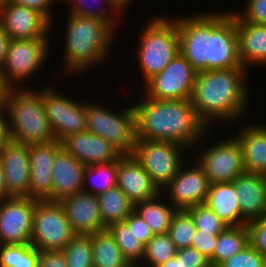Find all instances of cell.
<instances>
[{
    "mask_svg": "<svg viewBox=\"0 0 266 267\" xmlns=\"http://www.w3.org/2000/svg\"><path fill=\"white\" fill-rule=\"evenodd\" d=\"M61 145L66 152L86 166L109 163L123 155L106 139L89 131L68 136Z\"/></svg>",
    "mask_w": 266,
    "mask_h": 267,
    "instance_id": "cell-21",
    "label": "cell"
},
{
    "mask_svg": "<svg viewBox=\"0 0 266 267\" xmlns=\"http://www.w3.org/2000/svg\"><path fill=\"white\" fill-rule=\"evenodd\" d=\"M117 160L87 165L84 170L83 191L100 195L116 186Z\"/></svg>",
    "mask_w": 266,
    "mask_h": 267,
    "instance_id": "cell-31",
    "label": "cell"
},
{
    "mask_svg": "<svg viewBox=\"0 0 266 267\" xmlns=\"http://www.w3.org/2000/svg\"><path fill=\"white\" fill-rule=\"evenodd\" d=\"M49 42L50 38L11 40L5 62L0 68L2 86L5 89L23 88L25 82L40 73L49 58Z\"/></svg>",
    "mask_w": 266,
    "mask_h": 267,
    "instance_id": "cell-8",
    "label": "cell"
},
{
    "mask_svg": "<svg viewBox=\"0 0 266 267\" xmlns=\"http://www.w3.org/2000/svg\"><path fill=\"white\" fill-rule=\"evenodd\" d=\"M67 14L63 73L78 75L92 66L106 63L118 32L100 19Z\"/></svg>",
    "mask_w": 266,
    "mask_h": 267,
    "instance_id": "cell-4",
    "label": "cell"
},
{
    "mask_svg": "<svg viewBox=\"0 0 266 267\" xmlns=\"http://www.w3.org/2000/svg\"><path fill=\"white\" fill-rule=\"evenodd\" d=\"M9 140V134L8 133H0V154L1 151L4 148L5 143Z\"/></svg>",
    "mask_w": 266,
    "mask_h": 267,
    "instance_id": "cell-52",
    "label": "cell"
},
{
    "mask_svg": "<svg viewBox=\"0 0 266 267\" xmlns=\"http://www.w3.org/2000/svg\"><path fill=\"white\" fill-rule=\"evenodd\" d=\"M113 10L120 16L123 15L128 7L132 6L131 3L135 2V0H108Z\"/></svg>",
    "mask_w": 266,
    "mask_h": 267,
    "instance_id": "cell-48",
    "label": "cell"
},
{
    "mask_svg": "<svg viewBox=\"0 0 266 267\" xmlns=\"http://www.w3.org/2000/svg\"><path fill=\"white\" fill-rule=\"evenodd\" d=\"M158 267H182L181 266V249L177 251L175 257L167 260L165 263L159 265Z\"/></svg>",
    "mask_w": 266,
    "mask_h": 267,
    "instance_id": "cell-51",
    "label": "cell"
},
{
    "mask_svg": "<svg viewBox=\"0 0 266 267\" xmlns=\"http://www.w3.org/2000/svg\"><path fill=\"white\" fill-rule=\"evenodd\" d=\"M197 71L179 52L164 70L143 86L145 97L158 100L191 99ZM145 87V88H144Z\"/></svg>",
    "mask_w": 266,
    "mask_h": 267,
    "instance_id": "cell-13",
    "label": "cell"
},
{
    "mask_svg": "<svg viewBox=\"0 0 266 267\" xmlns=\"http://www.w3.org/2000/svg\"><path fill=\"white\" fill-rule=\"evenodd\" d=\"M160 192L155 197L134 204V211L148 224L154 235L168 233L178 209ZM166 202V203H165Z\"/></svg>",
    "mask_w": 266,
    "mask_h": 267,
    "instance_id": "cell-27",
    "label": "cell"
},
{
    "mask_svg": "<svg viewBox=\"0 0 266 267\" xmlns=\"http://www.w3.org/2000/svg\"><path fill=\"white\" fill-rule=\"evenodd\" d=\"M220 11L172 17L179 51L197 72L242 67L235 20L231 10Z\"/></svg>",
    "mask_w": 266,
    "mask_h": 267,
    "instance_id": "cell-1",
    "label": "cell"
},
{
    "mask_svg": "<svg viewBox=\"0 0 266 267\" xmlns=\"http://www.w3.org/2000/svg\"><path fill=\"white\" fill-rule=\"evenodd\" d=\"M247 73L245 67L197 72L190 100L209 129L246 119L251 101Z\"/></svg>",
    "mask_w": 266,
    "mask_h": 267,
    "instance_id": "cell-2",
    "label": "cell"
},
{
    "mask_svg": "<svg viewBox=\"0 0 266 267\" xmlns=\"http://www.w3.org/2000/svg\"><path fill=\"white\" fill-rule=\"evenodd\" d=\"M67 267H94L90 235L77 234L63 249Z\"/></svg>",
    "mask_w": 266,
    "mask_h": 267,
    "instance_id": "cell-36",
    "label": "cell"
},
{
    "mask_svg": "<svg viewBox=\"0 0 266 267\" xmlns=\"http://www.w3.org/2000/svg\"><path fill=\"white\" fill-rule=\"evenodd\" d=\"M76 234L90 235L105 230L96 195L81 191L59 201Z\"/></svg>",
    "mask_w": 266,
    "mask_h": 267,
    "instance_id": "cell-18",
    "label": "cell"
},
{
    "mask_svg": "<svg viewBox=\"0 0 266 267\" xmlns=\"http://www.w3.org/2000/svg\"><path fill=\"white\" fill-rule=\"evenodd\" d=\"M249 244L246 225L227 226L219 235L214 254L209 260L211 266L218 267Z\"/></svg>",
    "mask_w": 266,
    "mask_h": 267,
    "instance_id": "cell-30",
    "label": "cell"
},
{
    "mask_svg": "<svg viewBox=\"0 0 266 267\" xmlns=\"http://www.w3.org/2000/svg\"><path fill=\"white\" fill-rule=\"evenodd\" d=\"M114 237L121 252L130 265H140L144 254L145 245L138 240L126 221L113 223L106 228Z\"/></svg>",
    "mask_w": 266,
    "mask_h": 267,
    "instance_id": "cell-32",
    "label": "cell"
},
{
    "mask_svg": "<svg viewBox=\"0 0 266 267\" xmlns=\"http://www.w3.org/2000/svg\"><path fill=\"white\" fill-rule=\"evenodd\" d=\"M144 26L135 55L143 83L162 72L180 52L178 27L172 17L159 14L148 19Z\"/></svg>",
    "mask_w": 266,
    "mask_h": 267,
    "instance_id": "cell-6",
    "label": "cell"
},
{
    "mask_svg": "<svg viewBox=\"0 0 266 267\" xmlns=\"http://www.w3.org/2000/svg\"><path fill=\"white\" fill-rule=\"evenodd\" d=\"M40 251L27 244L0 245V267H38Z\"/></svg>",
    "mask_w": 266,
    "mask_h": 267,
    "instance_id": "cell-33",
    "label": "cell"
},
{
    "mask_svg": "<svg viewBox=\"0 0 266 267\" xmlns=\"http://www.w3.org/2000/svg\"><path fill=\"white\" fill-rule=\"evenodd\" d=\"M187 162L188 160L161 191L178 210L204 204L210 187L208 178L198 163L192 161L188 165Z\"/></svg>",
    "mask_w": 266,
    "mask_h": 267,
    "instance_id": "cell-14",
    "label": "cell"
},
{
    "mask_svg": "<svg viewBox=\"0 0 266 267\" xmlns=\"http://www.w3.org/2000/svg\"><path fill=\"white\" fill-rule=\"evenodd\" d=\"M4 168L7 194L10 197H29V145L9 139L0 154Z\"/></svg>",
    "mask_w": 266,
    "mask_h": 267,
    "instance_id": "cell-17",
    "label": "cell"
},
{
    "mask_svg": "<svg viewBox=\"0 0 266 267\" xmlns=\"http://www.w3.org/2000/svg\"><path fill=\"white\" fill-rule=\"evenodd\" d=\"M0 133H8L7 108L4 100H0Z\"/></svg>",
    "mask_w": 266,
    "mask_h": 267,
    "instance_id": "cell-49",
    "label": "cell"
},
{
    "mask_svg": "<svg viewBox=\"0 0 266 267\" xmlns=\"http://www.w3.org/2000/svg\"><path fill=\"white\" fill-rule=\"evenodd\" d=\"M56 1H58V0H55V3H56ZM62 1H65V0H62ZM68 1H70L68 5H71L75 0H68Z\"/></svg>",
    "mask_w": 266,
    "mask_h": 267,
    "instance_id": "cell-54",
    "label": "cell"
},
{
    "mask_svg": "<svg viewBox=\"0 0 266 267\" xmlns=\"http://www.w3.org/2000/svg\"><path fill=\"white\" fill-rule=\"evenodd\" d=\"M125 221L128 223L130 228H133L135 236L144 245H146L154 236V233L152 232L148 224L135 211H133L125 219Z\"/></svg>",
    "mask_w": 266,
    "mask_h": 267,
    "instance_id": "cell-43",
    "label": "cell"
},
{
    "mask_svg": "<svg viewBox=\"0 0 266 267\" xmlns=\"http://www.w3.org/2000/svg\"><path fill=\"white\" fill-rule=\"evenodd\" d=\"M5 88L2 86L1 82H0V100L3 99V93H4Z\"/></svg>",
    "mask_w": 266,
    "mask_h": 267,
    "instance_id": "cell-53",
    "label": "cell"
},
{
    "mask_svg": "<svg viewBox=\"0 0 266 267\" xmlns=\"http://www.w3.org/2000/svg\"><path fill=\"white\" fill-rule=\"evenodd\" d=\"M94 267H129L111 233L105 229L91 234Z\"/></svg>",
    "mask_w": 266,
    "mask_h": 267,
    "instance_id": "cell-28",
    "label": "cell"
},
{
    "mask_svg": "<svg viewBox=\"0 0 266 267\" xmlns=\"http://www.w3.org/2000/svg\"><path fill=\"white\" fill-rule=\"evenodd\" d=\"M233 182L242 213V225L263 217L266 214V176L245 173Z\"/></svg>",
    "mask_w": 266,
    "mask_h": 267,
    "instance_id": "cell-24",
    "label": "cell"
},
{
    "mask_svg": "<svg viewBox=\"0 0 266 267\" xmlns=\"http://www.w3.org/2000/svg\"><path fill=\"white\" fill-rule=\"evenodd\" d=\"M187 150L189 149L175 142L136 139L132 155L162 191L185 163L184 159L187 158L183 157V153Z\"/></svg>",
    "mask_w": 266,
    "mask_h": 267,
    "instance_id": "cell-10",
    "label": "cell"
},
{
    "mask_svg": "<svg viewBox=\"0 0 266 267\" xmlns=\"http://www.w3.org/2000/svg\"><path fill=\"white\" fill-rule=\"evenodd\" d=\"M116 185L133 204L151 199L161 192L133 155H122L117 160Z\"/></svg>",
    "mask_w": 266,
    "mask_h": 267,
    "instance_id": "cell-20",
    "label": "cell"
},
{
    "mask_svg": "<svg viewBox=\"0 0 266 267\" xmlns=\"http://www.w3.org/2000/svg\"><path fill=\"white\" fill-rule=\"evenodd\" d=\"M130 104L114 112L103 107L104 104L86 100V131L106 139L123 155H132L136 144V112Z\"/></svg>",
    "mask_w": 266,
    "mask_h": 267,
    "instance_id": "cell-7",
    "label": "cell"
},
{
    "mask_svg": "<svg viewBox=\"0 0 266 267\" xmlns=\"http://www.w3.org/2000/svg\"><path fill=\"white\" fill-rule=\"evenodd\" d=\"M218 235L201 232V230H196L193 235L191 247L198 250L201 254L207 257L209 260L214 254Z\"/></svg>",
    "mask_w": 266,
    "mask_h": 267,
    "instance_id": "cell-42",
    "label": "cell"
},
{
    "mask_svg": "<svg viewBox=\"0 0 266 267\" xmlns=\"http://www.w3.org/2000/svg\"><path fill=\"white\" fill-rule=\"evenodd\" d=\"M61 148L62 145L58 141L48 144L29 145L30 198L52 201V166L55 155Z\"/></svg>",
    "mask_w": 266,
    "mask_h": 267,
    "instance_id": "cell-19",
    "label": "cell"
},
{
    "mask_svg": "<svg viewBox=\"0 0 266 267\" xmlns=\"http://www.w3.org/2000/svg\"><path fill=\"white\" fill-rule=\"evenodd\" d=\"M35 202L30 197L0 200V245L31 243Z\"/></svg>",
    "mask_w": 266,
    "mask_h": 267,
    "instance_id": "cell-15",
    "label": "cell"
},
{
    "mask_svg": "<svg viewBox=\"0 0 266 267\" xmlns=\"http://www.w3.org/2000/svg\"><path fill=\"white\" fill-rule=\"evenodd\" d=\"M0 24L11 40L50 38L53 30L41 13L9 0H0Z\"/></svg>",
    "mask_w": 266,
    "mask_h": 267,
    "instance_id": "cell-16",
    "label": "cell"
},
{
    "mask_svg": "<svg viewBox=\"0 0 266 267\" xmlns=\"http://www.w3.org/2000/svg\"><path fill=\"white\" fill-rule=\"evenodd\" d=\"M249 244L266 259V214L247 224Z\"/></svg>",
    "mask_w": 266,
    "mask_h": 267,
    "instance_id": "cell-40",
    "label": "cell"
},
{
    "mask_svg": "<svg viewBox=\"0 0 266 267\" xmlns=\"http://www.w3.org/2000/svg\"><path fill=\"white\" fill-rule=\"evenodd\" d=\"M265 130H266V125L265 124H260Z\"/></svg>",
    "mask_w": 266,
    "mask_h": 267,
    "instance_id": "cell-56",
    "label": "cell"
},
{
    "mask_svg": "<svg viewBox=\"0 0 266 267\" xmlns=\"http://www.w3.org/2000/svg\"><path fill=\"white\" fill-rule=\"evenodd\" d=\"M11 39L7 36V34L2 29L0 24V68L5 62L6 55L9 49Z\"/></svg>",
    "mask_w": 266,
    "mask_h": 267,
    "instance_id": "cell-47",
    "label": "cell"
},
{
    "mask_svg": "<svg viewBox=\"0 0 266 267\" xmlns=\"http://www.w3.org/2000/svg\"><path fill=\"white\" fill-rule=\"evenodd\" d=\"M238 36L239 57L242 67L266 66V24L245 22L231 10Z\"/></svg>",
    "mask_w": 266,
    "mask_h": 267,
    "instance_id": "cell-22",
    "label": "cell"
},
{
    "mask_svg": "<svg viewBox=\"0 0 266 267\" xmlns=\"http://www.w3.org/2000/svg\"><path fill=\"white\" fill-rule=\"evenodd\" d=\"M38 267H67L63 250L40 251Z\"/></svg>",
    "mask_w": 266,
    "mask_h": 267,
    "instance_id": "cell-46",
    "label": "cell"
},
{
    "mask_svg": "<svg viewBox=\"0 0 266 267\" xmlns=\"http://www.w3.org/2000/svg\"><path fill=\"white\" fill-rule=\"evenodd\" d=\"M245 5L242 10H234L245 22L266 24V0H247Z\"/></svg>",
    "mask_w": 266,
    "mask_h": 267,
    "instance_id": "cell-41",
    "label": "cell"
},
{
    "mask_svg": "<svg viewBox=\"0 0 266 267\" xmlns=\"http://www.w3.org/2000/svg\"><path fill=\"white\" fill-rule=\"evenodd\" d=\"M10 196L7 194L6 179L3 165L0 161V200L7 199Z\"/></svg>",
    "mask_w": 266,
    "mask_h": 267,
    "instance_id": "cell-50",
    "label": "cell"
},
{
    "mask_svg": "<svg viewBox=\"0 0 266 267\" xmlns=\"http://www.w3.org/2000/svg\"><path fill=\"white\" fill-rule=\"evenodd\" d=\"M177 251L168 233L154 235L145 245V254L140 266L158 267L175 257Z\"/></svg>",
    "mask_w": 266,
    "mask_h": 267,
    "instance_id": "cell-35",
    "label": "cell"
},
{
    "mask_svg": "<svg viewBox=\"0 0 266 267\" xmlns=\"http://www.w3.org/2000/svg\"><path fill=\"white\" fill-rule=\"evenodd\" d=\"M97 197L102 221L106 227L125 221L134 211V204L117 185Z\"/></svg>",
    "mask_w": 266,
    "mask_h": 267,
    "instance_id": "cell-29",
    "label": "cell"
},
{
    "mask_svg": "<svg viewBox=\"0 0 266 267\" xmlns=\"http://www.w3.org/2000/svg\"><path fill=\"white\" fill-rule=\"evenodd\" d=\"M204 204L228 226L242 225V213L234 182L210 184Z\"/></svg>",
    "mask_w": 266,
    "mask_h": 267,
    "instance_id": "cell-26",
    "label": "cell"
},
{
    "mask_svg": "<svg viewBox=\"0 0 266 267\" xmlns=\"http://www.w3.org/2000/svg\"><path fill=\"white\" fill-rule=\"evenodd\" d=\"M196 230L191 215L186 210H178L173 217L168 235L179 250L191 247L192 238Z\"/></svg>",
    "mask_w": 266,
    "mask_h": 267,
    "instance_id": "cell-37",
    "label": "cell"
},
{
    "mask_svg": "<svg viewBox=\"0 0 266 267\" xmlns=\"http://www.w3.org/2000/svg\"><path fill=\"white\" fill-rule=\"evenodd\" d=\"M182 267H210L209 259L193 247L181 249Z\"/></svg>",
    "mask_w": 266,
    "mask_h": 267,
    "instance_id": "cell-45",
    "label": "cell"
},
{
    "mask_svg": "<svg viewBox=\"0 0 266 267\" xmlns=\"http://www.w3.org/2000/svg\"><path fill=\"white\" fill-rule=\"evenodd\" d=\"M58 91L53 84L41 87L45 114L55 140L61 143L68 136L86 131V101L73 100Z\"/></svg>",
    "mask_w": 266,
    "mask_h": 267,
    "instance_id": "cell-12",
    "label": "cell"
},
{
    "mask_svg": "<svg viewBox=\"0 0 266 267\" xmlns=\"http://www.w3.org/2000/svg\"><path fill=\"white\" fill-rule=\"evenodd\" d=\"M266 259L250 244L218 267H265Z\"/></svg>",
    "mask_w": 266,
    "mask_h": 267,
    "instance_id": "cell-39",
    "label": "cell"
},
{
    "mask_svg": "<svg viewBox=\"0 0 266 267\" xmlns=\"http://www.w3.org/2000/svg\"><path fill=\"white\" fill-rule=\"evenodd\" d=\"M86 165L61 148L53 161L52 201H60L83 190Z\"/></svg>",
    "mask_w": 266,
    "mask_h": 267,
    "instance_id": "cell-23",
    "label": "cell"
},
{
    "mask_svg": "<svg viewBox=\"0 0 266 267\" xmlns=\"http://www.w3.org/2000/svg\"><path fill=\"white\" fill-rule=\"evenodd\" d=\"M76 235L59 201L36 200L32 246L39 251L63 250Z\"/></svg>",
    "mask_w": 266,
    "mask_h": 267,
    "instance_id": "cell-11",
    "label": "cell"
},
{
    "mask_svg": "<svg viewBox=\"0 0 266 267\" xmlns=\"http://www.w3.org/2000/svg\"><path fill=\"white\" fill-rule=\"evenodd\" d=\"M75 0L71 5H68V13L75 14L81 17L97 18L107 22L115 31L119 25L122 16H119L112 8L108 0ZM100 1V2H99ZM102 3V6H101ZM92 4V5H91ZM105 5V6H104ZM93 6V7H92ZM119 17H121L119 19ZM119 21V22H118Z\"/></svg>",
    "mask_w": 266,
    "mask_h": 267,
    "instance_id": "cell-34",
    "label": "cell"
},
{
    "mask_svg": "<svg viewBox=\"0 0 266 267\" xmlns=\"http://www.w3.org/2000/svg\"><path fill=\"white\" fill-rule=\"evenodd\" d=\"M240 128L234 136L242 148L246 173L266 176V130L256 123Z\"/></svg>",
    "mask_w": 266,
    "mask_h": 267,
    "instance_id": "cell-25",
    "label": "cell"
},
{
    "mask_svg": "<svg viewBox=\"0 0 266 267\" xmlns=\"http://www.w3.org/2000/svg\"><path fill=\"white\" fill-rule=\"evenodd\" d=\"M132 103L136 112V139L175 142L191 152L206 132L211 131L199 118L190 99L158 100L142 94L140 101Z\"/></svg>",
    "mask_w": 266,
    "mask_h": 267,
    "instance_id": "cell-3",
    "label": "cell"
},
{
    "mask_svg": "<svg viewBox=\"0 0 266 267\" xmlns=\"http://www.w3.org/2000/svg\"><path fill=\"white\" fill-rule=\"evenodd\" d=\"M37 90L26 86L4 90L9 139L26 145L56 141L45 114L41 89Z\"/></svg>",
    "mask_w": 266,
    "mask_h": 267,
    "instance_id": "cell-5",
    "label": "cell"
},
{
    "mask_svg": "<svg viewBox=\"0 0 266 267\" xmlns=\"http://www.w3.org/2000/svg\"><path fill=\"white\" fill-rule=\"evenodd\" d=\"M209 130L203 138L195 145L194 150L199 148L202 144V149L194 152L195 161L203 169L210 184L221 182H233V180L242 174H245V167L242 155V148L235 136H228L229 138H222L217 140L215 144L204 147L202 141H205L210 133ZM208 134V135H207ZM206 148V149H204Z\"/></svg>",
    "mask_w": 266,
    "mask_h": 267,
    "instance_id": "cell-9",
    "label": "cell"
},
{
    "mask_svg": "<svg viewBox=\"0 0 266 267\" xmlns=\"http://www.w3.org/2000/svg\"><path fill=\"white\" fill-rule=\"evenodd\" d=\"M129 267H142L140 265H130Z\"/></svg>",
    "mask_w": 266,
    "mask_h": 267,
    "instance_id": "cell-55",
    "label": "cell"
},
{
    "mask_svg": "<svg viewBox=\"0 0 266 267\" xmlns=\"http://www.w3.org/2000/svg\"><path fill=\"white\" fill-rule=\"evenodd\" d=\"M186 211L193 218L196 229L201 232L219 235L228 226L205 204L190 207Z\"/></svg>",
    "mask_w": 266,
    "mask_h": 267,
    "instance_id": "cell-38",
    "label": "cell"
},
{
    "mask_svg": "<svg viewBox=\"0 0 266 267\" xmlns=\"http://www.w3.org/2000/svg\"><path fill=\"white\" fill-rule=\"evenodd\" d=\"M41 13L51 24H54V16L52 15L53 4L55 0H9Z\"/></svg>",
    "mask_w": 266,
    "mask_h": 267,
    "instance_id": "cell-44",
    "label": "cell"
}]
</instances>
